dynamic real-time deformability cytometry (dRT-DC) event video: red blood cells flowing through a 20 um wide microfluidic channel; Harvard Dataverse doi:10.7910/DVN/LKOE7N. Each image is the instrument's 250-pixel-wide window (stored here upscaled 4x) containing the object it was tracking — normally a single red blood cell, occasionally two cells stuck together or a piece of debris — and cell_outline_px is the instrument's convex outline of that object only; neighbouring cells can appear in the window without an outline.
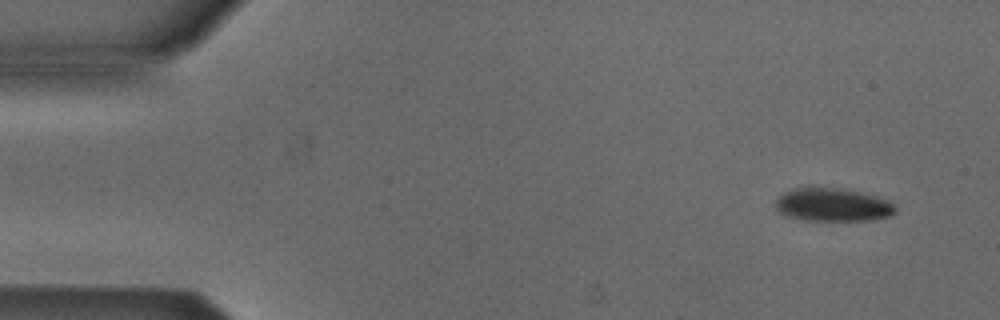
{"species": "Egyptian fruit bat (a non-hibernating species)", "species_latin": "Rousettus aegyptiacus", "temperature_condition": "cold", "stored_images_in_passage": 4, "camera_frame_rate_fps": 3000, "um_per_image_px": 0.085, "animal": {"sex": "male"}, "frame": {"image": 1, "passage_image": 1, "time_ms": 0.0, "image_size_px": [1000, 320], "cell_outline_px": [[896, 212], [888, 216], [868, 220], [808, 220], [788, 216], [780, 212], [776, 208], [776, 200], [784, 192], [792, 188], [840, 188], [860, 192], [876, 196], [888, 200], [896, 208]], "centroid_in_image_um": [70.78, 17.4], "position_along_channel_um": 14.2, "area_um2": 22.83}}
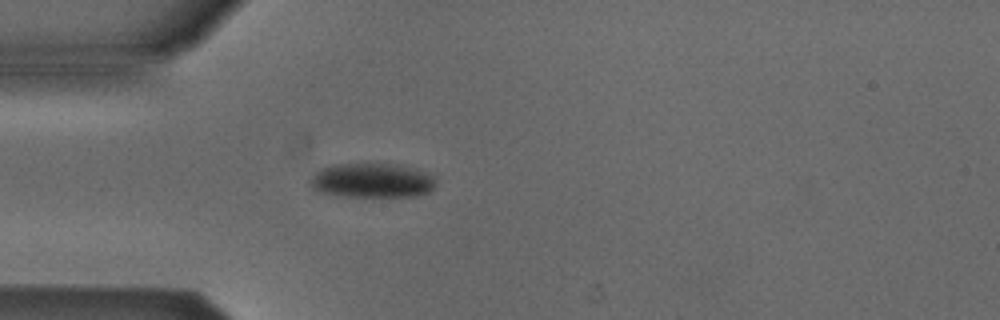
{"frame": {"image": 2, "passage_image": 4, "time_ms": 1.0, "image_size_px": [1000, 320], "cell_outline_px": [[436, 184], [428, 192], [416, 196], [340, 196], [320, 192], [312, 188], [308, 184], [308, 180], [316, 172], [332, 164], [396, 164], [412, 168], [436, 176]], "centroid_in_image_um": [31.61, 15.34], "position_along_channel_um": 53.4, "area_um2": 25.26}}